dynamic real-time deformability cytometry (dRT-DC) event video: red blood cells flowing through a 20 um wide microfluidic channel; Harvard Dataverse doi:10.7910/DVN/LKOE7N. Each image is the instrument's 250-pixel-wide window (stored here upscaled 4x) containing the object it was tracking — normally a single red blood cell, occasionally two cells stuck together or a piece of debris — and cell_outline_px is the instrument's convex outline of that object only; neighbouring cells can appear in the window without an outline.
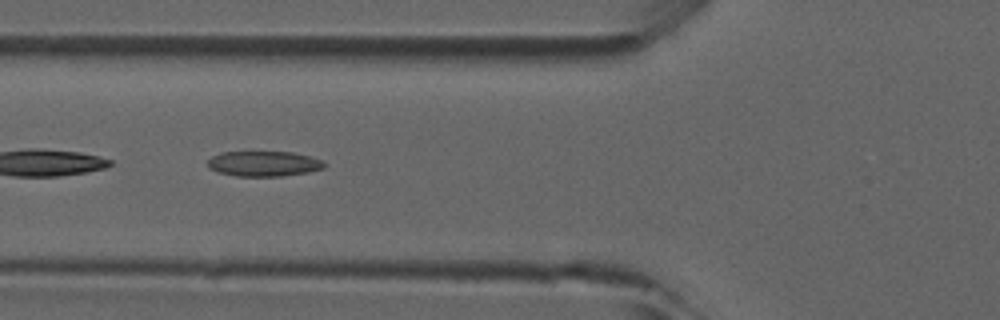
{"species": "common noctule bat (a hibernating species)", "species_latin": "Nyctalus noctula", "temperature_condition": "room temperature", "stored_images_in_passage": 21, "camera_frame_rate_fps": 3000, "um_per_image_px": 0.085, "animal": {"sex": "male", "forearm_length_mm": 52.5}, "frame": {"image": 1, "passage_image": 4, "time_ms": 1.0, "image_size_px": [1000, 320], "cell_outline_px": [[328, 164], [324, 168], [308, 172], [280, 176], [236, 176], [216, 172], [208, 168], [208, 160], [212, 156], [224, 152], [292, 152], [324, 160]], "centroid_in_image_um": [22.43, 13.92], "position_along_channel_um": 103.4, "area_um2": 17.22}}
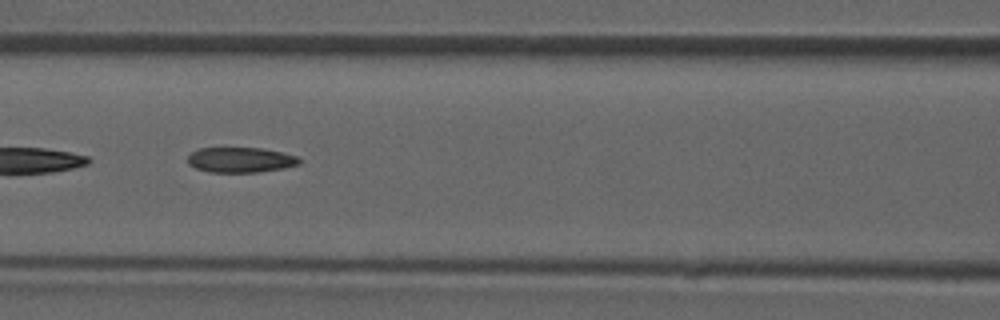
{"frame": {"image": 2, "passage_image": 7, "time_ms": 2.0, "image_size_px": [1000, 320], "cell_outline_px": [[300, 164], [284, 168], [256, 172], [208, 172], [196, 168], [188, 164], [188, 156], [192, 152], [200, 148], [264, 148], [284, 152], [296, 156], [300, 160]], "centroid_in_image_um": [20.46, 13.58], "position_along_channel_um": 146.1, "area_um2": 16.42}}